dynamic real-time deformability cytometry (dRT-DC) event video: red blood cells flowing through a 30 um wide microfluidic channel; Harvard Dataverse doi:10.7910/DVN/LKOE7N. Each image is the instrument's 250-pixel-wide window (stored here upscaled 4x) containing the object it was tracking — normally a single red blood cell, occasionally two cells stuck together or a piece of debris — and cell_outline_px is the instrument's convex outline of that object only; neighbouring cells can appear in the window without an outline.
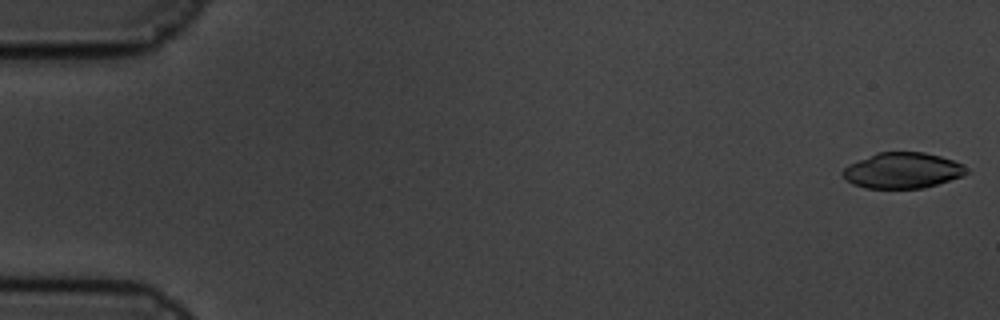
{"species": "common noctule bat (a hibernating species)", "species_latin": "Nyctalus noctula", "temperature_condition": "cold", "stored_images_in_passage": 59, "camera_frame_rate_fps": 3000, "um_per_image_px": 0.085, "animal": {"sex": "male", "body_mass_g": 19.5, "forearm_length_mm": 54.6}, "frame": {"image": 1, "passage_image": 1, "time_ms": 0.0, "image_size_px": [1000, 320], "cell_outline_px": [[972, 172], [924, 188], [864, 188], [852, 184], [840, 172], [848, 164], [876, 152], [924, 152], [940, 156], [964, 164]], "centroid_in_image_um": [76.71, 14.48], "position_along_channel_um": 8.3, "area_um2": 25.84}}
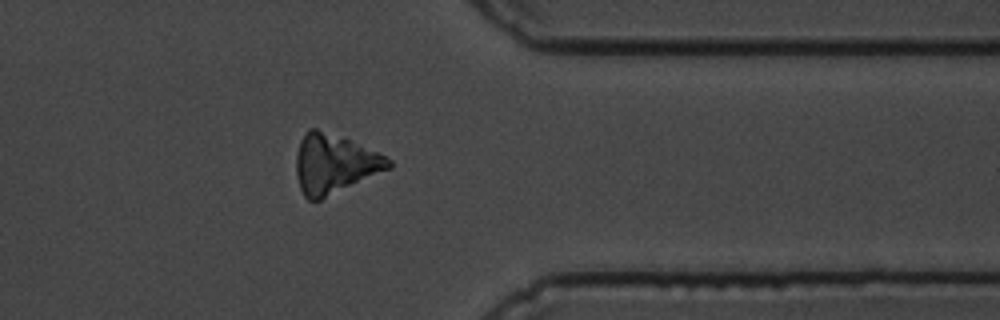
{"frame": {"image": 2, "passage_image": 48, "time_ms": 15.667, "image_size_px": [1000, 320], "cell_outline_px": [[392, 168], [320, 200], [308, 200], [304, 196], [300, 188], [296, 176], [296, 156], [300, 140], [308, 128], [316, 128], [348, 140], [376, 152], [392, 160]], "centroid_in_image_um": [28.39, 13.95], "position_along_channel_um": 383.0, "area_um2": 31.62}}
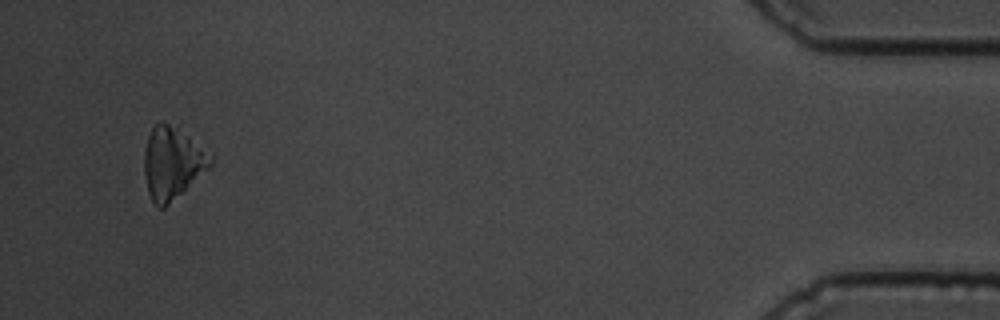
{"frame": {"image": 3, "passage_image": 57, "time_ms": 18.667, "image_size_px": [1000, 320], "cell_outline_px": [[212, 164], [208, 168], [164, 208], [156, 208], [148, 192], [144, 172], [144, 152], [148, 136], [152, 128], [160, 120], [164, 120], [180, 124], [212, 156]], "centroid_in_image_um": [14.64, 13.75], "position_along_channel_um": 420.6, "area_um2": 28.32}}